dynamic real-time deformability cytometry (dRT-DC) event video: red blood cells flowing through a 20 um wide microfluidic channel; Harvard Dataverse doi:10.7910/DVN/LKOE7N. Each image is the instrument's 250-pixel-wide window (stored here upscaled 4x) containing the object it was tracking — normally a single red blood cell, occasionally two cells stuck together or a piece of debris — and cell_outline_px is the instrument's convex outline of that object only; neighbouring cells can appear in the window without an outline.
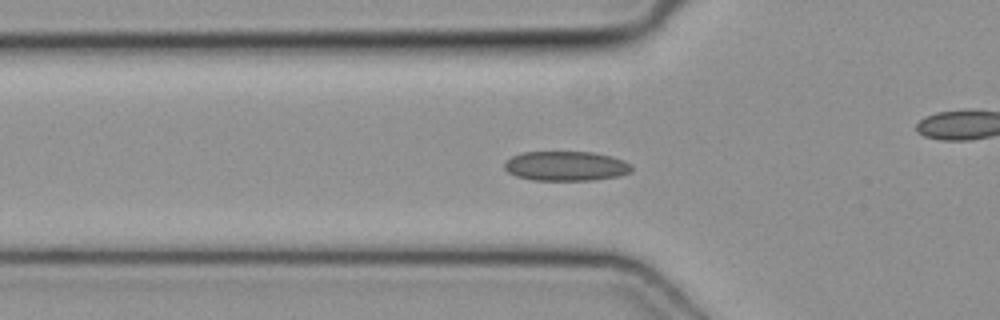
{"species": "common noctule bat (a hibernating species)", "species_latin": "Nyctalus noctula", "temperature_condition": "cold", "stored_images_in_passage": 35, "camera_frame_rate_fps": 3000, "um_per_image_px": 0.085, "animal": {"sex": "female", "body_mass_g": 19.3, "forearm_length_mm": 54.1}, "frame": {"image": 1, "passage_image": 2, "time_ms": 0.333, "image_size_px": [1000, 320], "cell_outline_px": [[632, 172], [620, 176], [592, 180], [532, 180], [516, 176], [508, 172], [504, 168], [504, 164], [512, 156], [524, 152], [592, 152], [624, 160], [632, 164]], "centroid_in_image_um": [48.13, 14.12], "position_along_channel_um": 77.7, "area_um2": 21.96}}
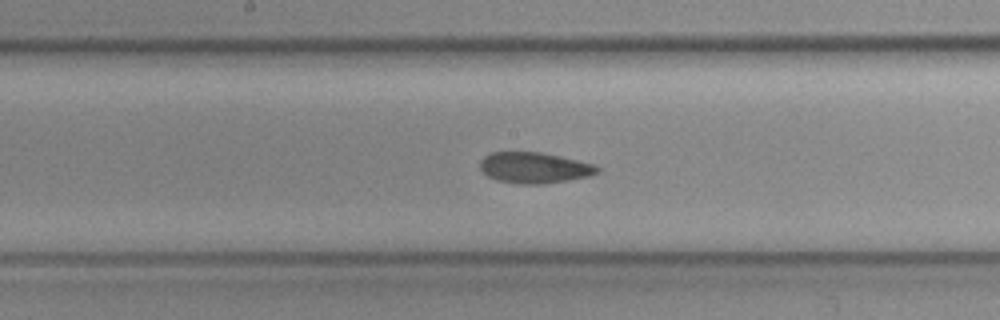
{"frame": {"image": 2, "passage_image": 11, "time_ms": 3.333, "image_size_px": [1000, 320], "cell_outline_px": [[600, 172], [588, 176], [568, 180], [540, 184], [520, 184], [496, 180], [488, 176], [480, 168], [480, 160], [484, 156], [492, 152], [540, 152], [560, 156], [596, 164], [600, 168]], "centroid_in_image_um": [45.43, 14.25], "position_along_channel_um": 202.8, "area_um2": 21.15}}
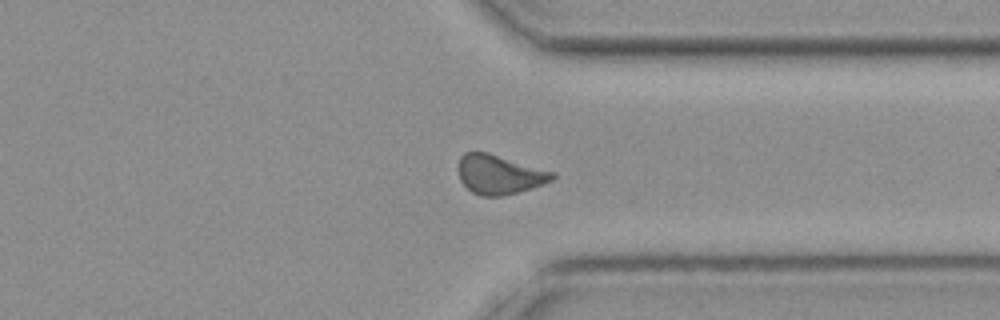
{"frame": {"image": 3, "passage_image": 23, "time_ms": 7.333, "image_size_px": [1000, 320], "cell_outline_px": [[556, 176], [552, 180], [544, 184], [532, 188], [500, 196], [480, 196], [472, 192], [460, 180], [460, 156], [464, 152], [488, 152], [556, 172]], "centroid_in_image_um": [42.48, 14.82], "position_along_channel_um": 368.9, "area_um2": 21.44}}